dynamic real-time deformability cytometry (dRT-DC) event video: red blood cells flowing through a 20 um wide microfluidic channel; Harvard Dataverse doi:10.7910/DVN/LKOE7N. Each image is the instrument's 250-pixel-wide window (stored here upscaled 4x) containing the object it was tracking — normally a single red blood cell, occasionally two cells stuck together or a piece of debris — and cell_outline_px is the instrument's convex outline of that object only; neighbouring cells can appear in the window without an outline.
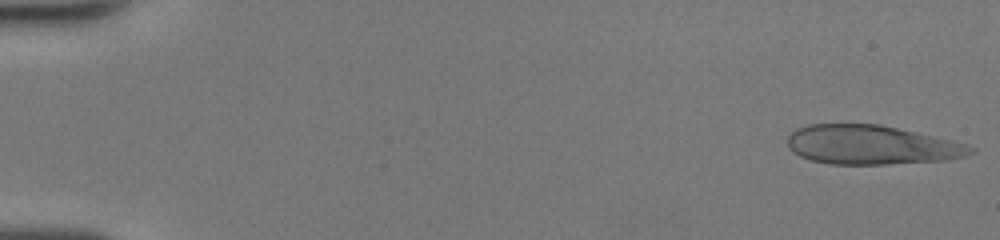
{"species": "human", "species_latin": "Homo sapiens", "temperature_condition": "room temperature", "stored_images_in_passage": 48, "camera_frame_rate_fps": 3000, "um_per_image_px": 0.085, "donor": {"sex": "female"}, "frame": {"image": 1, "passage_image": 1, "time_ms": 0.0, "image_size_px": [1000, 240], "cell_outline_px": [[976, 152], [964, 156], [944, 160], [888, 164], [832, 164], [812, 160], [800, 156], [792, 152], [788, 148], [788, 136], [796, 128], [808, 124], [880, 124], [952, 140], [976, 148]], "centroid_in_image_um": [74.05, 12.31], "position_along_channel_um": 11.0, "area_um2": 41.73}}
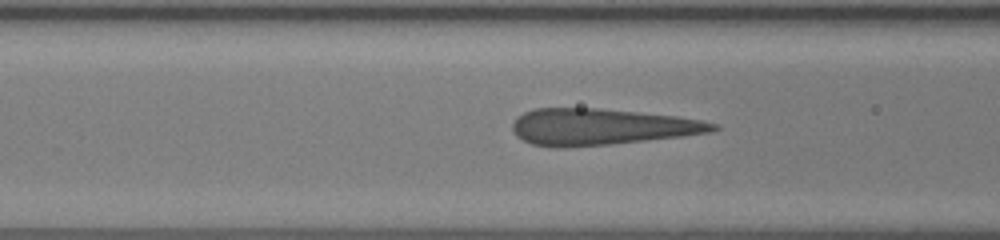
{"frame": {"image": 2, "passage_image": 20, "time_ms": 6.333, "image_size_px": [1000, 240], "cell_outline_px": [[720, 128], [712, 132], [684, 136], [612, 144], [568, 148], [556, 148], [532, 144], [516, 136], [512, 132], [512, 124], [516, 116], [524, 112], [536, 108], [600, 108], [676, 116], [700, 120], [720, 124]], "centroid_in_image_um": [51.09, 10.79], "position_along_channel_um": 115.5, "area_um2": 42.95}}
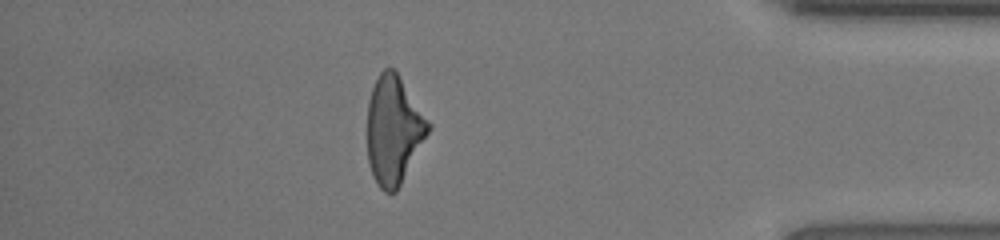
{"frame": {"image": 3, "passage_image": 42, "time_ms": 13.667, "image_size_px": [1000, 240], "cell_outline_px": [[432, 128], [396, 192], [384, 192], [376, 184], [372, 176], [368, 164], [368, 100], [372, 88], [380, 72], [384, 68], [396, 68], [432, 124]], "centroid_in_image_um": [33.48, 11.03], "position_along_channel_um": 401.7, "area_um2": 39.02}, "authors_computed_cell_mechanics": {"area_um2": 42.3096, "velocity_mm_per_s": 4.3659, "shape_relaxation_time_tau1_ms": 6.3971, "shape_relaxation_time_tau2_ms": null, "deformation_change_tau1": 0.2452, "deformation_change_tau2": null}}